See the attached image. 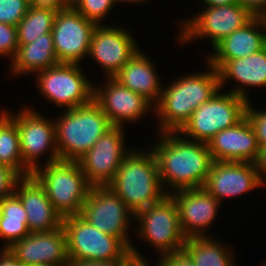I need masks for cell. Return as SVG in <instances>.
<instances>
[{"label":"cell","instance_id":"d6a6232c","mask_svg":"<svg viewBox=\"0 0 266 266\" xmlns=\"http://www.w3.org/2000/svg\"><path fill=\"white\" fill-rule=\"evenodd\" d=\"M245 117L248 119L259 146H266V111L256 110L249 100L246 105Z\"/></svg>","mask_w":266,"mask_h":266},{"label":"cell","instance_id":"d590c367","mask_svg":"<svg viewBox=\"0 0 266 266\" xmlns=\"http://www.w3.org/2000/svg\"><path fill=\"white\" fill-rule=\"evenodd\" d=\"M29 8L57 14L66 10L68 6L63 0H29Z\"/></svg>","mask_w":266,"mask_h":266},{"label":"cell","instance_id":"74e56055","mask_svg":"<svg viewBox=\"0 0 266 266\" xmlns=\"http://www.w3.org/2000/svg\"><path fill=\"white\" fill-rule=\"evenodd\" d=\"M258 178L262 185H265L266 180V146H259L256 157L252 162Z\"/></svg>","mask_w":266,"mask_h":266},{"label":"cell","instance_id":"e575fe53","mask_svg":"<svg viewBox=\"0 0 266 266\" xmlns=\"http://www.w3.org/2000/svg\"><path fill=\"white\" fill-rule=\"evenodd\" d=\"M158 258L159 266H195L190 256L184 250L162 254Z\"/></svg>","mask_w":266,"mask_h":266},{"label":"cell","instance_id":"f35d334b","mask_svg":"<svg viewBox=\"0 0 266 266\" xmlns=\"http://www.w3.org/2000/svg\"><path fill=\"white\" fill-rule=\"evenodd\" d=\"M130 250L131 252L123 261V266H152L148 263L146 256H143L139 252L136 245L132 244ZM154 266H159V260L157 261L156 265L154 264Z\"/></svg>","mask_w":266,"mask_h":266},{"label":"cell","instance_id":"4316f807","mask_svg":"<svg viewBox=\"0 0 266 266\" xmlns=\"http://www.w3.org/2000/svg\"><path fill=\"white\" fill-rule=\"evenodd\" d=\"M28 234L26 211L13 193L0 201V239L4 240L0 248L8 249Z\"/></svg>","mask_w":266,"mask_h":266},{"label":"cell","instance_id":"8fae6325","mask_svg":"<svg viewBox=\"0 0 266 266\" xmlns=\"http://www.w3.org/2000/svg\"><path fill=\"white\" fill-rule=\"evenodd\" d=\"M68 258L125 259L131 250L119 239L101 232L79 214L63 218Z\"/></svg>","mask_w":266,"mask_h":266},{"label":"cell","instance_id":"8d00e7d4","mask_svg":"<svg viewBox=\"0 0 266 266\" xmlns=\"http://www.w3.org/2000/svg\"><path fill=\"white\" fill-rule=\"evenodd\" d=\"M124 259L89 260L81 258H68L66 266H123Z\"/></svg>","mask_w":266,"mask_h":266},{"label":"cell","instance_id":"7a4b0ae2","mask_svg":"<svg viewBox=\"0 0 266 266\" xmlns=\"http://www.w3.org/2000/svg\"><path fill=\"white\" fill-rule=\"evenodd\" d=\"M205 72H192L174 78L164 86L154 116L159 124L158 133L179 132L189 121L192 113L207 102L219 89V72L207 63ZM207 71V72H206Z\"/></svg>","mask_w":266,"mask_h":266},{"label":"cell","instance_id":"3957f363","mask_svg":"<svg viewBox=\"0 0 266 266\" xmlns=\"http://www.w3.org/2000/svg\"><path fill=\"white\" fill-rule=\"evenodd\" d=\"M148 148H132L107 185L134 214L167 195L160 182L156 157Z\"/></svg>","mask_w":266,"mask_h":266},{"label":"cell","instance_id":"7bdbcfd3","mask_svg":"<svg viewBox=\"0 0 266 266\" xmlns=\"http://www.w3.org/2000/svg\"><path fill=\"white\" fill-rule=\"evenodd\" d=\"M145 1L147 2L148 0H114L115 4L118 3L143 4Z\"/></svg>","mask_w":266,"mask_h":266},{"label":"cell","instance_id":"484cf974","mask_svg":"<svg viewBox=\"0 0 266 266\" xmlns=\"http://www.w3.org/2000/svg\"><path fill=\"white\" fill-rule=\"evenodd\" d=\"M183 250L195 266H236L233 247L231 249L213 236L190 237L186 239Z\"/></svg>","mask_w":266,"mask_h":266},{"label":"cell","instance_id":"4fadbf2b","mask_svg":"<svg viewBox=\"0 0 266 266\" xmlns=\"http://www.w3.org/2000/svg\"><path fill=\"white\" fill-rule=\"evenodd\" d=\"M123 129L121 126H112L77 161L92 186H107L114 179L124 157L131 151V147H125Z\"/></svg>","mask_w":266,"mask_h":266},{"label":"cell","instance_id":"ac0fdd59","mask_svg":"<svg viewBox=\"0 0 266 266\" xmlns=\"http://www.w3.org/2000/svg\"><path fill=\"white\" fill-rule=\"evenodd\" d=\"M262 186L253 164L249 162L213 161L204 188L220 203Z\"/></svg>","mask_w":266,"mask_h":266},{"label":"cell","instance_id":"1f68e13d","mask_svg":"<svg viewBox=\"0 0 266 266\" xmlns=\"http://www.w3.org/2000/svg\"><path fill=\"white\" fill-rule=\"evenodd\" d=\"M17 27L0 23V57L12 60L18 50Z\"/></svg>","mask_w":266,"mask_h":266},{"label":"cell","instance_id":"ffe728a7","mask_svg":"<svg viewBox=\"0 0 266 266\" xmlns=\"http://www.w3.org/2000/svg\"><path fill=\"white\" fill-rule=\"evenodd\" d=\"M8 249L24 266L33 264L66 266L68 262L63 226L49 232L30 233Z\"/></svg>","mask_w":266,"mask_h":266},{"label":"cell","instance_id":"f546056e","mask_svg":"<svg viewBox=\"0 0 266 266\" xmlns=\"http://www.w3.org/2000/svg\"><path fill=\"white\" fill-rule=\"evenodd\" d=\"M115 5L114 0H78L73 7L86 19L102 25Z\"/></svg>","mask_w":266,"mask_h":266},{"label":"cell","instance_id":"5b68a950","mask_svg":"<svg viewBox=\"0 0 266 266\" xmlns=\"http://www.w3.org/2000/svg\"><path fill=\"white\" fill-rule=\"evenodd\" d=\"M32 175L44 187L52 206L62 218L80 214L92 185L77 161L58 160L42 164Z\"/></svg>","mask_w":266,"mask_h":266},{"label":"cell","instance_id":"836d02e7","mask_svg":"<svg viewBox=\"0 0 266 266\" xmlns=\"http://www.w3.org/2000/svg\"><path fill=\"white\" fill-rule=\"evenodd\" d=\"M20 176L10 167L0 164V201L14 193V188Z\"/></svg>","mask_w":266,"mask_h":266},{"label":"cell","instance_id":"5bb4252c","mask_svg":"<svg viewBox=\"0 0 266 266\" xmlns=\"http://www.w3.org/2000/svg\"><path fill=\"white\" fill-rule=\"evenodd\" d=\"M97 26L74 7L55 15L53 45L59 63L81 64L88 57L91 37Z\"/></svg>","mask_w":266,"mask_h":266},{"label":"cell","instance_id":"603a6c76","mask_svg":"<svg viewBox=\"0 0 266 266\" xmlns=\"http://www.w3.org/2000/svg\"><path fill=\"white\" fill-rule=\"evenodd\" d=\"M218 72L221 90L228 80L237 81L229 92L249 101L247 87H266V46L252 55L227 61Z\"/></svg>","mask_w":266,"mask_h":266},{"label":"cell","instance_id":"60d3db41","mask_svg":"<svg viewBox=\"0 0 266 266\" xmlns=\"http://www.w3.org/2000/svg\"><path fill=\"white\" fill-rule=\"evenodd\" d=\"M0 266H24L9 249L0 250Z\"/></svg>","mask_w":266,"mask_h":266},{"label":"cell","instance_id":"d4e9b609","mask_svg":"<svg viewBox=\"0 0 266 266\" xmlns=\"http://www.w3.org/2000/svg\"><path fill=\"white\" fill-rule=\"evenodd\" d=\"M10 73L27 76L59 64L53 45L52 33L40 35L32 43L19 45L15 57L10 61Z\"/></svg>","mask_w":266,"mask_h":266},{"label":"cell","instance_id":"44dd1931","mask_svg":"<svg viewBox=\"0 0 266 266\" xmlns=\"http://www.w3.org/2000/svg\"><path fill=\"white\" fill-rule=\"evenodd\" d=\"M14 194L21 200L27 214L30 233L53 231L62 226L63 218L54 209L44 187L33 176L20 177Z\"/></svg>","mask_w":266,"mask_h":266},{"label":"cell","instance_id":"ee69618b","mask_svg":"<svg viewBox=\"0 0 266 266\" xmlns=\"http://www.w3.org/2000/svg\"><path fill=\"white\" fill-rule=\"evenodd\" d=\"M78 0H63V2L68 6V7H73Z\"/></svg>","mask_w":266,"mask_h":266},{"label":"cell","instance_id":"f6af8a7d","mask_svg":"<svg viewBox=\"0 0 266 266\" xmlns=\"http://www.w3.org/2000/svg\"><path fill=\"white\" fill-rule=\"evenodd\" d=\"M27 266H61V265H52V264H33V265H27Z\"/></svg>","mask_w":266,"mask_h":266},{"label":"cell","instance_id":"83f0119b","mask_svg":"<svg viewBox=\"0 0 266 266\" xmlns=\"http://www.w3.org/2000/svg\"><path fill=\"white\" fill-rule=\"evenodd\" d=\"M0 164L10 167L20 177L32 175V171L23 163L16 122L3 109L0 110Z\"/></svg>","mask_w":266,"mask_h":266},{"label":"cell","instance_id":"8992f818","mask_svg":"<svg viewBox=\"0 0 266 266\" xmlns=\"http://www.w3.org/2000/svg\"><path fill=\"white\" fill-rule=\"evenodd\" d=\"M197 15L180 20L176 40L182 45L196 40L209 39L211 48L233 31L243 28L255 15L240 3L221 6H204ZM193 41V42H192Z\"/></svg>","mask_w":266,"mask_h":266},{"label":"cell","instance_id":"7402d4cb","mask_svg":"<svg viewBox=\"0 0 266 266\" xmlns=\"http://www.w3.org/2000/svg\"><path fill=\"white\" fill-rule=\"evenodd\" d=\"M213 161L252 163L258 151L255 133L246 117L231 128L218 132L207 143Z\"/></svg>","mask_w":266,"mask_h":266},{"label":"cell","instance_id":"ba28073f","mask_svg":"<svg viewBox=\"0 0 266 266\" xmlns=\"http://www.w3.org/2000/svg\"><path fill=\"white\" fill-rule=\"evenodd\" d=\"M134 221L138 223L135 236L151 245L159 256L183 250L187 238L179 224L176 204L169 194L137 212Z\"/></svg>","mask_w":266,"mask_h":266},{"label":"cell","instance_id":"6da1fadb","mask_svg":"<svg viewBox=\"0 0 266 266\" xmlns=\"http://www.w3.org/2000/svg\"><path fill=\"white\" fill-rule=\"evenodd\" d=\"M157 136L150 148L157 160L164 191L169 194L203 187L213 163L207 143L190 140L179 132H162Z\"/></svg>","mask_w":266,"mask_h":266},{"label":"cell","instance_id":"52a82bcc","mask_svg":"<svg viewBox=\"0 0 266 266\" xmlns=\"http://www.w3.org/2000/svg\"><path fill=\"white\" fill-rule=\"evenodd\" d=\"M221 92L219 89L194 110L179 133L190 140L208 143L218 132L240 122L245 117L248 101L232 92Z\"/></svg>","mask_w":266,"mask_h":266},{"label":"cell","instance_id":"9c48e42d","mask_svg":"<svg viewBox=\"0 0 266 266\" xmlns=\"http://www.w3.org/2000/svg\"><path fill=\"white\" fill-rule=\"evenodd\" d=\"M82 64L59 63L37 72L39 94L58 108L71 109L85 105L93 99L94 82L82 71Z\"/></svg>","mask_w":266,"mask_h":266},{"label":"cell","instance_id":"ab89813d","mask_svg":"<svg viewBox=\"0 0 266 266\" xmlns=\"http://www.w3.org/2000/svg\"><path fill=\"white\" fill-rule=\"evenodd\" d=\"M238 3L248 8L255 16H266V0H238Z\"/></svg>","mask_w":266,"mask_h":266},{"label":"cell","instance_id":"d6986e66","mask_svg":"<svg viewBox=\"0 0 266 266\" xmlns=\"http://www.w3.org/2000/svg\"><path fill=\"white\" fill-rule=\"evenodd\" d=\"M266 46V16H255L243 28L223 38L204 59L219 70L227 61L244 58Z\"/></svg>","mask_w":266,"mask_h":266},{"label":"cell","instance_id":"30bf717a","mask_svg":"<svg viewBox=\"0 0 266 266\" xmlns=\"http://www.w3.org/2000/svg\"><path fill=\"white\" fill-rule=\"evenodd\" d=\"M16 122L23 163L33 172L41 164L40 159L48 154L45 164L60 160L54 119L44 117L36 108L22 106L15 114L4 109ZM47 153V154H46Z\"/></svg>","mask_w":266,"mask_h":266},{"label":"cell","instance_id":"f1b7e54d","mask_svg":"<svg viewBox=\"0 0 266 266\" xmlns=\"http://www.w3.org/2000/svg\"><path fill=\"white\" fill-rule=\"evenodd\" d=\"M55 15V13L29 8L17 25L18 44H29L40 35L51 33Z\"/></svg>","mask_w":266,"mask_h":266},{"label":"cell","instance_id":"277c9868","mask_svg":"<svg viewBox=\"0 0 266 266\" xmlns=\"http://www.w3.org/2000/svg\"><path fill=\"white\" fill-rule=\"evenodd\" d=\"M60 160L79 161L112 127L100 105L92 99L79 107L65 109L54 119Z\"/></svg>","mask_w":266,"mask_h":266},{"label":"cell","instance_id":"b9f144b4","mask_svg":"<svg viewBox=\"0 0 266 266\" xmlns=\"http://www.w3.org/2000/svg\"><path fill=\"white\" fill-rule=\"evenodd\" d=\"M205 3V6H221V5H228L232 3H238V0H202Z\"/></svg>","mask_w":266,"mask_h":266},{"label":"cell","instance_id":"7c38bea8","mask_svg":"<svg viewBox=\"0 0 266 266\" xmlns=\"http://www.w3.org/2000/svg\"><path fill=\"white\" fill-rule=\"evenodd\" d=\"M79 215L101 232L119 238L130 249L133 244L129 237L130 221L134 222L135 214L108 186H92Z\"/></svg>","mask_w":266,"mask_h":266},{"label":"cell","instance_id":"4dcf8cb0","mask_svg":"<svg viewBox=\"0 0 266 266\" xmlns=\"http://www.w3.org/2000/svg\"><path fill=\"white\" fill-rule=\"evenodd\" d=\"M28 9L29 0H0V23L17 27Z\"/></svg>","mask_w":266,"mask_h":266},{"label":"cell","instance_id":"cb8c5ba5","mask_svg":"<svg viewBox=\"0 0 266 266\" xmlns=\"http://www.w3.org/2000/svg\"><path fill=\"white\" fill-rule=\"evenodd\" d=\"M139 49L136 54L113 76L120 84L136 92L155 106L163 84L151 58Z\"/></svg>","mask_w":266,"mask_h":266},{"label":"cell","instance_id":"9a60e30c","mask_svg":"<svg viewBox=\"0 0 266 266\" xmlns=\"http://www.w3.org/2000/svg\"><path fill=\"white\" fill-rule=\"evenodd\" d=\"M139 49L128 29L105 23L94 29L88 57L99 64L105 77H113Z\"/></svg>","mask_w":266,"mask_h":266},{"label":"cell","instance_id":"e0dca14e","mask_svg":"<svg viewBox=\"0 0 266 266\" xmlns=\"http://www.w3.org/2000/svg\"><path fill=\"white\" fill-rule=\"evenodd\" d=\"M169 195L173 198L184 236H212L207 232L219 213L221 203L204 187L175 190ZM208 229V230H207Z\"/></svg>","mask_w":266,"mask_h":266},{"label":"cell","instance_id":"2e32d148","mask_svg":"<svg viewBox=\"0 0 266 266\" xmlns=\"http://www.w3.org/2000/svg\"><path fill=\"white\" fill-rule=\"evenodd\" d=\"M105 85L94 84L93 99L100 105L112 126L136 123L154 111V106L140 94L131 91L113 77H106Z\"/></svg>","mask_w":266,"mask_h":266}]
</instances>
